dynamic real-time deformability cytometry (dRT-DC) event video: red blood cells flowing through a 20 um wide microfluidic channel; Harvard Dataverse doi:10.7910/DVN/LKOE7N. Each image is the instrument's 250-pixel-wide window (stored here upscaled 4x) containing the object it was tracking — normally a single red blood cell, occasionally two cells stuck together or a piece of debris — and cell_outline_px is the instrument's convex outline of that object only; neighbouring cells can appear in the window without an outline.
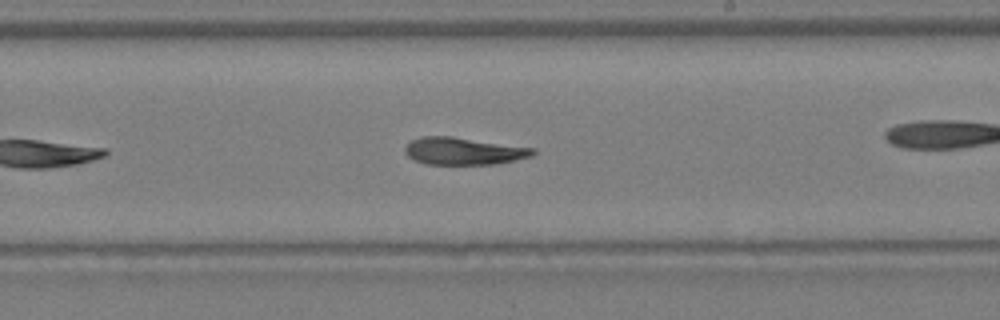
{"species": "Egyptian fruit bat (a non-hibernating species)", "species_latin": "Rousettus aegyptiacus", "temperature_condition": "warm", "stored_images_in_passage": 32, "camera_frame_rate_fps": 3000, "um_per_image_px": 0.085, "animal": {"sex": "female"}, "frame": {"image": 1, "passage_image": 19, "time_ms": 6.0, "image_size_px": [1000, 320], "cell_outline_px": [[536, 152], [532, 156], [496, 164], [424, 164], [412, 160], [404, 152], [404, 144], [420, 136], [452, 136], [536, 148]], "centroid_in_image_um": [39.36, 12.83], "position_along_channel_um": 249.6, "area_um2": 20.63}}